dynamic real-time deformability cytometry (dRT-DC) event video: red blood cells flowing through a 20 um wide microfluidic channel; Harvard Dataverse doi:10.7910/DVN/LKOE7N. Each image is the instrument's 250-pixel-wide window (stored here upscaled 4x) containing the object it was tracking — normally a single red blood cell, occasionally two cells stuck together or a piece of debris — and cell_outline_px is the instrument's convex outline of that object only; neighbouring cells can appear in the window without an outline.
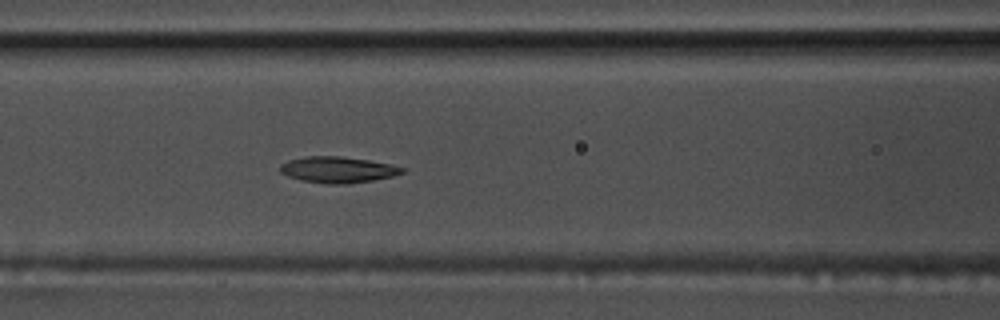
{"species": "common noctule bat (a hibernating species)", "species_latin": "Nyctalus noctula", "temperature_condition": "warm", "stored_images_in_passage": 57, "camera_frame_rate_fps": 3000, "um_per_image_px": 0.085, "animal": {"sex": "male", "body_mass_g": 17.5, "forearm_length_mm": 52.3}, "frame": {"image": 1, "passage_image": 25, "time_ms": 8.0, "image_size_px": [1000, 320], "cell_outline_px": [[408, 168], [404, 172], [392, 176], [372, 180], [344, 184], [328, 184], [300, 180], [288, 176], [280, 172], [280, 164], [288, 160], [304, 156], [340, 156], [368, 160], [392, 164]], "centroid_in_image_um": [28.71, 14.42], "position_along_channel_um": 137.9, "area_um2": 18.67}}
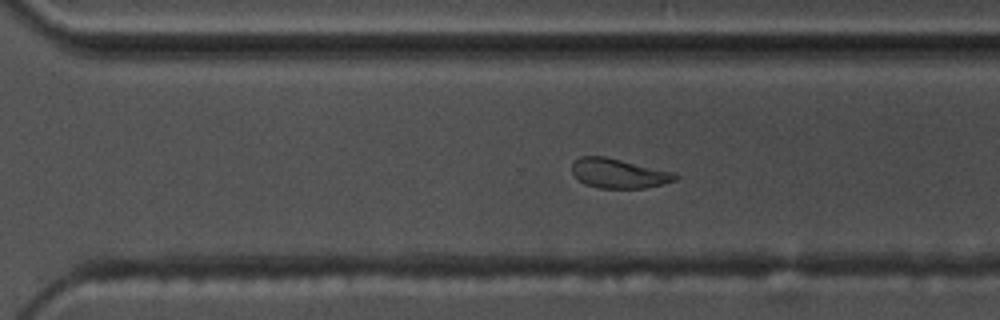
{"frame": {"image": 2, "passage_image": 40, "time_ms": 13.0, "image_size_px": [1000, 320], "cell_outline_px": [[680, 176], [676, 180], [664, 184], [644, 188], [600, 188], [584, 184], [572, 172], [572, 164], [580, 156], [604, 156], [676, 172]], "centroid_in_image_um": [52.64, 14.74], "position_along_channel_um": 318.0, "area_um2": 17.86}}
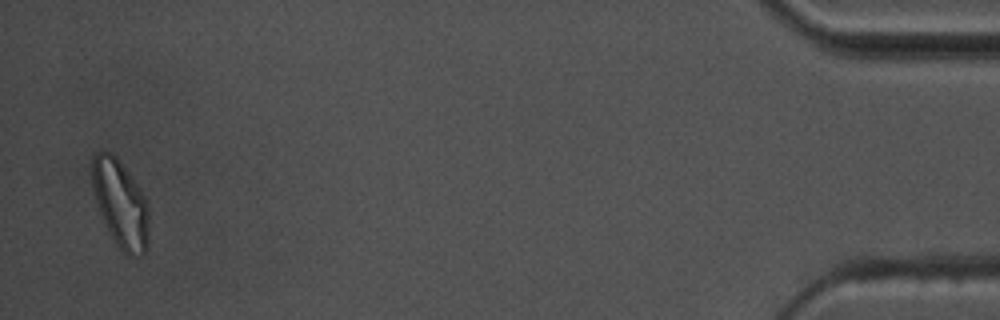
{"frame": {"image": 3, "passage_image": 56, "time_ms": 18.333, "image_size_px": [1000, 320], "cell_outline_px": [[148, 248], [144, 256], [128, 256], [116, 244], [100, 212], [96, 200], [92, 184], [92, 156], [96, 152], [112, 152], [116, 156], [140, 188], [148, 204]], "centroid_in_image_um": [10.27, 17.33], "position_along_channel_um": 424.9, "area_um2": 28.78}, "authors_computed_cell_mechanics": {"area_um2": 18.785, "velocity_mm_per_s": 3.6139, "shape_relaxation_time_tau1_ms": 3.6915, "shape_relaxation_time_tau2_ms": 5.0534, "deformation_change_tau1": 0.1416, "deformation_change_tau2": 0.0916}}